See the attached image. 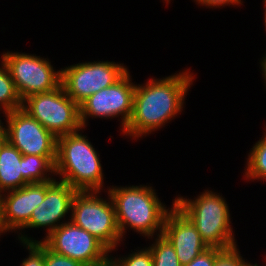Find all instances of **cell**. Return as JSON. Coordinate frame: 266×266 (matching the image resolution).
Returning <instances> with one entry per match:
<instances>
[{"instance_id":"cell-23","label":"cell","mask_w":266,"mask_h":266,"mask_svg":"<svg viewBox=\"0 0 266 266\" xmlns=\"http://www.w3.org/2000/svg\"><path fill=\"white\" fill-rule=\"evenodd\" d=\"M44 266H85L79 261L57 254L44 244Z\"/></svg>"},{"instance_id":"cell-11","label":"cell","mask_w":266,"mask_h":266,"mask_svg":"<svg viewBox=\"0 0 266 266\" xmlns=\"http://www.w3.org/2000/svg\"><path fill=\"white\" fill-rule=\"evenodd\" d=\"M7 141L22 155L57 156V137L22 108L5 114Z\"/></svg>"},{"instance_id":"cell-14","label":"cell","mask_w":266,"mask_h":266,"mask_svg":"<svg viewBox=\"0 0 266 266\" xmlns=\"http://www.w3.org/2000/svg\"><path fill=\"white\" fill-rule=\"evenodd\" d=\"M77 190L62 181L46 182V195L41 204L32 212L28 224L24 228H48L49 236L63 223L60 220L70 212L72 200Z\"/></svg>"},{"instance_id":"cell-4","label":"cell","mask_w":266,"mask_h":266,"mask_svg":"<svg viewBox=\"0 0 266 266\" xmlns=\"http://www.w3.org/2000/svg\"><path fill=\"white\" fill-rule=\"evenodd\" d=\"M174 205L192 222L209 248L225 250L237 246L230 210L220 194L206 190L195 200L177 197Z\"/></svg>"},{"instance_id":"cell-13","label":"cell","mask_w":266,"mask_h":266,"mask_svg":"<svg viewBox=\"0 0 266 266\" xmlns=\"http://www.w3.org/2000/svg\"><path fill=\"white\" fill-rule=\"evenodd\" d=\"M167 213L162 235L176 251L181 265L189 264L209 247L192 222L174 205Z\"/></svg>"},{"instance_id":"cell-7","label":"cell","mask_w":266,"mask_h":266,"mask_svg":"<svg viewBox=\"0 0 266 266\" xmlns=\"http://www.w3.org/2000/svg\"><path fill=\"white\" fill-rule=\"evenodd\" d=\"M128 68L108 61L83 62L61 69V85L78 105L120 80Z\"/></svg>"},{"instance_id":"cell-18","label":"cell","mask_w":266,"mask_h":266,"mask_svg":"<svg viewBox=\"0 0 266 266\" xmlns=\"http://www.w3.org/2000/svg\"><path fill=\"white\" fill-rule=\"evenodd\" d=\"M245 177L250 180H266V132L248 154Z\"/></svg>"},{"instance_id":"cell-15","label":"cell","mask_w":266,"mask_h":266,"mask_svg":"<svg viewBox=\"0 0 266 266\" xmlns=\"http://www.w3.org/2000/svg\"><path fill=\"white\" fill-rule=\"evenodd\" d=\"M23 155L8 141L0 148V195L23 187L28 182L22 177Z\"/></svg>"},{"instance_id":"cell-5","label":"cell","mask_w":266,"mask_h":266,"mask_svg":"<svg viewBox=\"0 0 266 266\" xmlns=\"http://www.w3.org/2000/svg\"><path fill=\"white\" fill-rule=\"evenodd\" d=\"M101 191H77L72 200L69 219L86 230L112 252L122 237L117 224L114 204L98 197ZM97 194V195H96Z\"/></svg>"},{"instance_id":"cell-16","label":"cell","mask_w":266,"mask_h":266,"mask_svg":"<svg viewBox=\"0 0 266 266\" xmlns=\"http://www.w3.org/2000/svg\"><path fill=\"white\" fill-rule=\"evenodd\" d=\"M57 156L23 155L22 177L28 183L47 182L55 180L48 172L55 174ZM48 175V176H47Z\"/></svg>"},{"instance_id":"cell-28","label":"cell","mask_w":266,"mask_h":266,"mask_svg":"<svg viewBox=\"0 0 266 266\" xmlns=\"http://www.w3.org/2000/svg\"><path fill=\"white\" fill-rule=\"evenodd\" d=\"M99 266H116V265L109 259L106 263Z\"/></svg>"},{"instance_id":"cell-24","label":"cell","mask_w":266,"mask_h":266,"mask_svg":"<svg viewBox=\"0 0 266 266\" xmlns=\"http://www.w3.org/2000/svg\"><path fill=\"white\" fill-rule=\"evenodd\" d=\"M219 248H208L189 264L184 266H214L217 256L222 252Z\"/></svg>"},{"instance_id":"cell-6","label":"cell","mask_w":266,"mask_h":266,"mask_svg":"<svg viewBox=\"0 0 266 266\" xmlns=\"http://www.w3.org/2000/svg\"><path fill=\"white\" fill-rule=\"evenodd\" d=\"M22 109L56 137L83 129L79 105L66 94L62 85L25 98Z\"/></svg>"},{"instance_id":"cell-9","label":"cell","mask_w":266,"mask_h":266,"mask_svg":"<svg viewBox=\"0 0 266 266\" xmlns=\"http://www.w3.org/2000/svg\"><path fill=\"white\" fill-rule=\"evenodd\" d=\"M43 239L42 242L51 251L79 261L85 266H99L110 259L108 258L110 251L98 239L72 221H65Z\"/></svg>"},{"instance_id":"cell-27","label":"cell","mask_w":266,"mask_h":266,"mask_svg":"<svg viewBox=\"0 0 266 266\" xmlns=\"http://www.w3.org/2000/svg\"><path fill=\"white\" fill-rule=\"evenodd\" d=\"M261 67H262V73H263V77H264V79H265V81H266V54H265V57H263V59L261 60ZM265 84H266V82H265Z\"/></svg>"},{"instance_id":"cell-10","label":"cell","mask_w":266,"mask_h":266,"mask_svg":"<svg viewBox=\"0 0 266 266\" xmlns=\"http://www.w3.org/2000/svg\"><path fill=\"white\" fill-rule=\"evenodd\" d=\"M129 73L128 71L115 84L94 93L79 105L83 129L86 128L89 117L108 119L121 115V131H124L133 113V96L136 87Z\"/></svg>"},{"instance_id":"cell-8","label":"cell","mask_w":266,"mask_h":266,"mask_svg":"<svg viewBox=\"0 0 266 266\" xmlns=\"http://www.w3.org/2000/svg\"><path fill=\"white\" fill-rule=\"evenodd\" d=\"M2 59L22 101L34 94L50 92L61 85V70L56 72L46 58L7 52L3 53Z\"/></svg>"},{"instance_id":"cell-21","label":"cell","mask_w":266,"mask_h":266,"mask_svg":"<svg viewBox=\"0 0 266 266\" xmlns=\"http://www.w3.org/2000/svg\"><path fill=\"white\" fill-rule=\"evenodd\" d=\"M110 260L116 266H153V258L150 248L136 250L128 255V257L121 258H111Z\"/></svg>"},{"instance_id":"cell-25","label":"cell","mask_w":266,"mask_h":266,"mask_svg":"<svg viewBox=\"0 0 266 266\" xmlns=\"http://www.w3.org/2000/svg\"><path fill=\"white\" fill-rule=\"evenodd\" d=\"M196 1V3L198 2V4L201 5H205L206 7L210 6L211 8L213 7H221V6H225V5H238L241 4V0H194Z\"/></svg>"},{"instance_id":"cell-22","label":"cell","mask_w":266,"mask_h":266,"mask_svg":"<svg viewBox=\"0 0 266 266\" xmlns=\"http://www.w3.org/2000/svg\"><path fill=\"white\" fill-rule=\"evenodd\" d=\"M238 250L237 246L223 250L217 256L214 266H250V262H245Z\"/></svg>"},{"instance_id":"cell-12","label":"cell","mask_w":266,"mask_h":266,"mask_svg":"<svg viewBox=\"0 0 266 266\" xmlns=\"http://www.w3.org/2000/svg\"><path fill=\"white\" fill-rule=\"evenodd\" d=\"M6 193L0 195V234L24 229L45 198L46 182L27 183Z\"/></svg>"},{"instance_id":"cell-20","label":"cell","mask_w":266,"mask_h":266,"mask_svg":"<svg viewBox=\"0 0 266 266\" xmlns=\"http://www.w3.org/2000/svg\"><path fill=\"white\" fill-rule=\"evenodd\" d=\"M21 243L29 250L28 258H25L21 263V266H44V243L36 240H31L25 234L20 237Z\"/></svg>"},{"instance_id":"cell-19","label":"cell","mask_w":266,"mask_h":266,"mask_svg":"<svg viewBox=\"0 0 266 266\" xmlns=\"http://www.w3.org/2000/svg\"><path fill=\"white\" fill-rule=\"evenodd\" d=\"M153 258V266H182L176 251L163 236H157L155 243L149 246Z\"/></svg>"},{"instance_id":"cell-29","label":"cell","mask_w":266,"mask_h":266,"mask_svg":"<svg viewBox=\"0 0 266 266\" xmlns=\"http://www.w3.org/2000/svg\"><path fill=\"white\" fill-rule=\"evenodd\" d=\"M264 5H265V13H264V14H265V16H264V18H265V19H264L265 22H264V23H265V27H266V0H264Z\"/></svg>"},{"instance_id":"cell-3","label":"cell","mask_w":266,"mask_h":266,"mask_svg":"<svg viewBox=\"0 0 266 266\" xmlns=\"http://www.w3.org/2000/svg\"><path fill=\"white\" fill-rule=\"evenodd\" d=\"M79 131L57 137L55 175L77 191H99L103 171L97 151Z\"/></svg>"},{"instance_id":"cell-26","label":"cell","mask_w":266,"mask_h":266,"mask_svg":"<svg viewBox=\"0 0 266 266\" xmlns=\"http://www.w3.org/2000/svg\"><path fill=\"white\" fill-rule=\"evenodd\" d=\"M4 123H2L0 125V148L3 146V144L7 141V134H6V130L5 127L3 125Z\"/></svg>"},{"instance_id":"cell-17","label":"cell","mask_w":266,"mask_h":266,"mask_svg":"<svg viewBox=\"0 0 266 266\" xmlns=\"http://www.w3.org/2000/svg\"><path fill=\"white\" fill-rule=\"evenodd\" d=\"M20 108H22V100L2 59L0 67V109L4 110L3 114H6Z\"/></svg>"},{"instance_id":"cell-1","label":"cell","mask_w":266,"mask_h":266,"mask_svg":"<svg viewBox=\"0 0 266 266\" xmlns=\"http://www.w3.org/2000/svg\"><path fill=\"white\" fill-rule=\"evenodd\" d=\"M193 79V74L186 70L163 79L151 78L145 85H136L133 113L123 134L137 139L171 121L183 109L184 97Z\"/></svg>"},{"instance_id":"cell-2","label":"cell","mask_w":266,"mask_h":266,"mask_svg":"<svg viewBox=\"0 0 266 266\" xmlns=\"http://www.w3.org/2000/svg\"><path fill=\"white\" fill-rule=\"evenodd\" d=\"M108 194L114 204L122 238L128 227L148 238H152L157 230V236L162 235L164 220L170 210L150 186H112Z\"/></svg>"}]
</instances>
